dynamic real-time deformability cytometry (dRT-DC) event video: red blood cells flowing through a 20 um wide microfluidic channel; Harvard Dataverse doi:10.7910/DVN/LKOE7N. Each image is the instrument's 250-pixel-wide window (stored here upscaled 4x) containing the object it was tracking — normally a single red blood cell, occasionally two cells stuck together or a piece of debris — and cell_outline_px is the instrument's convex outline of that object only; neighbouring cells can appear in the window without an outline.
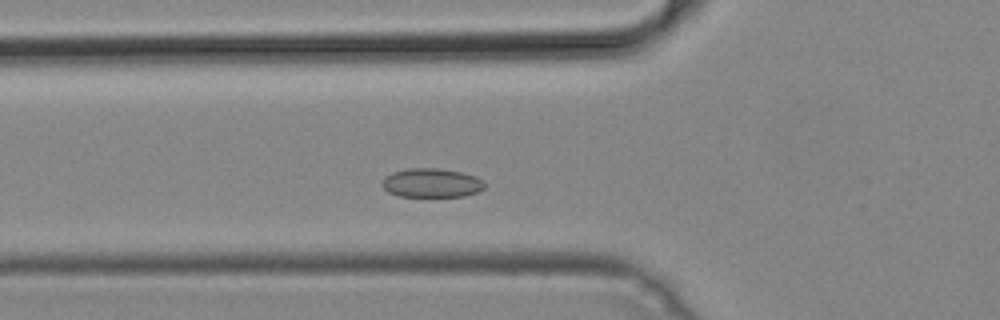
{"species": "common noctule bat (a hibernating species)", "species_latin": "Nyctalus noctula", "temperature_condition": "cold", "stored_images_in_passage": 44, "camera_frame_rate_fps": 3000, "um_per_image_px": 0.085, "animal": {"sex": "male", "body_mass_g": 19.2, "forearm_length_mm": 51.8}, "frame": {"image": 1, "passage_image": 11, "time_ms": 3.333, "image_size_px": [1000, 320], "cell_outline_px": [[484, 188], [476, 192], [464, 196], [400, 196], [388, 192], [384, 188], [384, 180], [392, 172], [408, 168], [440, 168], [460, 172], [476, 176], [484, 180]], "centroid_in_image_um": [36.72, 15.54], "position_along_channel_um": 89.1, "area_um2": 17.11}}
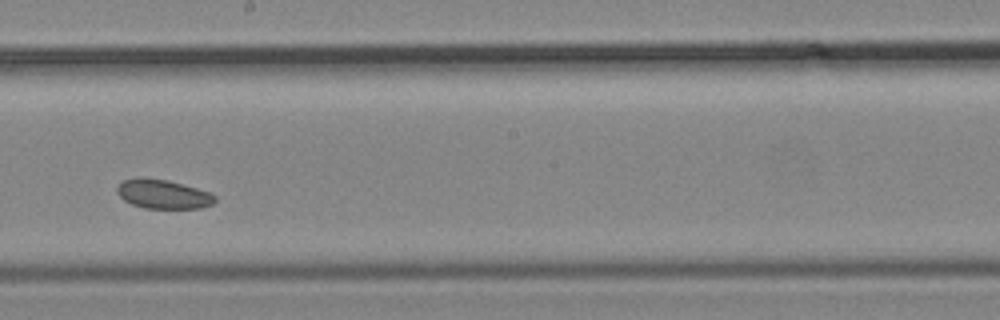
{"frame": {"image": 2, "passage_image": 22, "time_ms": 7.0, "image_size_px": [1000, 320], "cell_outline_px": [[216, 200], [212, 204], [200, 208], [144, 208], [132, 204], [124, 200], [116, 192], [116, 188], [124, 180], [136, 176], [140, 176], [168, 180], [196, 188], [208, 192], [216, 196]], "centroid_in_image_um": [13.83, 16.48], "position_along_channel_um": 234.4, "area_um2": 16.65}}
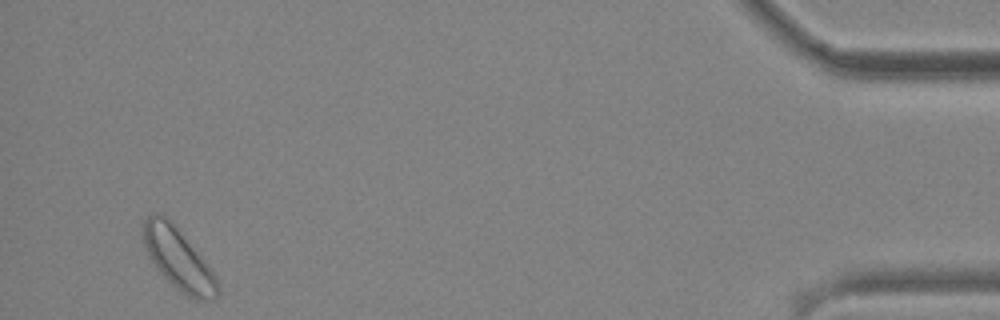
{"frame": {"image": 3, "passage_image": 42, "time_ms": 13.667, "image_size_px": [1000, 320], "cell_outline_px": [[220, 292], [212, 300], [196, 300], [188, 296], [176, 288], [156, 268], [144, 248], [140, 232], [144, 220], [148, 216], [156, 212], [160, 212], [172, 220], [176, 224], [208, 264], [216, 276], [220, 288]], "centroid_in_image_um": [15.14, 21.95], "position_along_channel_um": 420.1, "area_um2": 27.17}}